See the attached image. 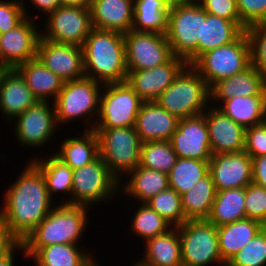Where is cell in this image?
<instances>
[{"instance_id": "obj_1", "label": "cell", "mask_w": 266, "mask_h": 266, "mask_svg": "<svg viewBox=\"0 0 266 266\" xmlns=\"http://www.w3.org/2000/svg\"><path fill=\"white\" fill-rule=\"evenodd\" d=\"M5 192L0 218L22 243L54 208L40 170L30 161Z\"/></svg>"}, {"instance_id": "obj_2", "label": "cell", "mask_w": 266, "mask_h": 266, "mask_svg": "<svg viewBox=\"0 0 266 266\" xmlns=\"http://www.w3.org/2000/svg\"><path fill=\"white\" fill-rule=\"evenodd\" d=\"M82 49L86 77L103 85L127 80L125 42L122 33L93 28Z\"/></svg>"}, {"instance_id": "obj_3", "label": "cell", "mask_w": 266, "mask_h": 266, "mask_svg": "<svg viewBox=\"0 0 266 266\" xmlns=\"http://www.w3.org/2000/svg\"><path fill=\"white\" fill-rule=\"evenodd\" d=\"M89 208L82 205L59 204L22 242L24 257H32L40 248L53 244L79 245L86 226Z\"/></svg>"}, {"instance_id": "obj_4", "label": "cell", "mask_w": 266, "mask_h": 266, "mask_svg": "<svg viewBox=\"0 0 266 266\" xmlns=\"http://www.w3.org/2000/svg\"><path fill=\"white\" fill-rule=\"evenodd\" d=\"M210 91L199 72L187 64L156 102L170 114L183 119L205 112Z\"/></svg>"}, {"instance_id": "obj_5", "label": "cell", "mask_w": 266, "mask_h": 266, "mask_svg": "<svg viewBox=\"0 0 266 266\" xmlns=\"http://www.w3.org/2000/svg\"><path fill=\"white\" fill-rule=\"evenodd\" d=\"M102 88V83L86 76L64 82L58 96L53 101L57 124L61 125L72 122L76 118H84L83 120L89 123L87 126L89 128L84 130H94L95 119L93 118L98 116Z\"/></svg>"}, {"instance_id": "obj_6", "label": "cell", "mask_w": 266, "mask_h": 266, "mask_svg": "<svg viewBox=\"0 0 266 266\" xmlns=\"http://www.w3.org/2000/svg\"><path fill=\"white\" fill-rule=\"evenodd\" d=\"M99 140V156L120 182L140 163L142 142L135 127L94 128ZM125 173V174H124Z\"/></svg>"}, {"instance_id": "obj_7", "label": "cell", "mask_w": 266, "mask_h": 266, "mask_svg": "<svg viewBox=\"0 0 266 266\" xmlns=\"http://www.w3.org/2000/svg\"><path fill=\"white\" fill-rule=\"evenodd\" d=\"M203 21H206V11L200 4L187 2L170 8L166 37L172 54L184 58L189 65L198 59Z\"/></svg>"}, {"instance_id": "obj_8", "label": "cell", "mask_w": 266, "mask_h": 266, "mask_svg": "<svg viewBox=\"0 0 266 266\" xmlns=\"http://www.w3.org/2000/svg\"><path fill=\"white\" fill-rule=\"evenodd\" d=\"M251 65V47L244 31L235 41L202 54L192 66L210 89L216 82L244 71Z\"/></svg>"}, {"instance_id": "obj_9", "label": "cell", "mask_w": 266, "mask_h": 266, "mask_svg": "<svg viewBox=\"0 0 266 266\" xmlns=\"http://www.w3.org/2000/svg\"><path fill=\"white\" fill-rule=\"evenodd\" d=\"M183 266H208L222 260L217 227L207 220H188L178 226Z\"/></svg>"}, {"instance_id": "obj_10", "label": "cell", "mask_w": 266, "mask_h": 266, "mask_svg": "<svg viewBox=\"0 0 266 266\" xmlns=\"http://www.w3.org/2000/svg\"><path fill=\"white\" fill-rule=\"evenodd\" d=\"M99 99V118L94 128L134 127L144 102L125 82L104 84Z\"/></svg>"}, {"instance_id": "obj_11", "label": "cell", "mask_w": 266, "mask_h": 266, "mask_svg": "<svg viewBox=\"0 0 266 266\" xmlns=\"http://www.w3.org/2000/svg\"><path fill=\"white\" fill-rule=\"evenodd\" d=\"M120 182L98 156L94 161L73 170L72 205L92 207L101 201H110L119 190ZM100 201V202H99ZM99 202V203H97Z\"/></svg>"}, {"instance_id": "obj_12", "label": "cell", "mask_w": 266, "mask_h": 266, "mask_svg": "<svg viewBox=\"0 0 266 266\" xmlns=\"http://www.w3.org/2000/svg\"><path fill=\"white\" fill-rule=\"evenodd\" d=\"M41 37L56 43L83 46L93 29L89 7L60 5L46 16Z\"/></svg>"}, {"instance_id": "obj_13", "label": "cell", "mask_w": 266, "mask_h": 266, "mask_svg": "<svg viewBox=\"0 0 266 266\" xmlns=\"http://www.w3.org/2000/svg\"><path fill=\"white\" fill-rule=\"evenodd\" d=\"M127 70L151 69L174 55L166 34L130 30L123 34Z\"/></svg>"}, {"instance_id": "obj_14", "label": "cell", "mask_w": 266, "mask_h": 266, "mask_svg": "<svg viewBox=\"0 0 266 266\" xmlns=\"http://www.w3.org/2000/svg\"><path fill=\"white\" fill-rule=\"evenodd\" d=\"M36 17H26L17 27L0 34V69H15L37 57L42 32L33 23Z\"/></svg>"}, {"instance_id": "obj_15", "label": "cell", "mask_w": 266, "mask_h": 266, "mask_svg": "<svg viewBox=\"0 0 266 266\" xmlns=\"http://www.w3.org/2000/svg\"><path fill=\"white\" fill-rule=\"evenodd\" d=\"M49 104L51 103L38 101L14 119L17 120L14 133L20 145L40 148L53 139L51 137L55 135L53 133H56L54 130L58 124L54 103L52 102V108Z\"/></svg>"}, {"instance_id": "obj_16", "label": "cell", "mask_w": 266, "mask_h": 266, "mask_svg": "<svg viewBox=\"0 0 266 266\" xmlns=\"http://www.w3.org/2000/svg\"><path fill=\"white\" fill-rule=\"evenodd\" d=\"M170 142L178 158L209 161L212 152L205 112L179 119Z\"/></svg>"}, {"instance_id": "obj_17", "label": "cell", "mask_w": 266, "mask_h": 266, "mask_svg": "<svg viewBox=\"0 0 266 266\" xmlns=\"http://www.w3.org/2000/svg\"><path fill=\"white\" fill-rule=\"evenodd\" d=\"M37 58L64 82L85 77L81 46L56 43L41 37Z\"/></svg>"}, {"instance_id": "obj_18", "label": "cell", "mask_w": 266, "mask_h": 266, "mask_svg": "<svg viewBox=\"0 0 266 266\" xmlns=\"http://www.w3.org/2000/svg\"><path fill=\"white\" fill-rule=\"evenodd\" d=\"M187 65L184 58L173 56L163 65L151 69L127 70V83L143 101H156Z\"/></svg>"}, {"instance_id": "obj_19", "label": "cell", "mask_w": 266, "mask_h": 266, "mask_svg": "<svg viewBox=\"0 0 266 266\" xmlns=\"http://www.w3.org/2000/svg\"><path fill=\"white\" fill-rule=\"evenodd\" d=\"M209 172L217 191L252 183V158L245 152L212 154Z\"/></svg>"}, {"instance_id": "obj_20", "label": "cell", "mask_w": 266, "mask_h": 266, "mask_svg": "<svg viewBox=\"0 0 266 266\" xmlns=\"http://www.w3.org/2000/svg\"><path fill=\"white\" fill-rule=\"evenodd\" d=\"M211 104L205 111V121L212 154L244 151L246 129Z\"/></svg>"}, {"instance_id": "obj_21", "label": "cell", "mask_w": 266, "mask_h": 266, "mask_svg": "<svg viewBox=\"0 0 266 266\" xmlns=\"http://www.w3.org/2000/svg\"><path fill=\"white\" fill-rule=\"evenodd\" d=\"M178 118L156 101H144L136 117L135 130L142 143L170 141L177 129Z\"/></svg>"}, {"instance_id": "obj_22", "label": "cell", "mask_w": 266, "mask_h": 266, "mask_svg": "<svg viewBox=\"0 0 266 266\" xmlns=\"http://www.w3.org/2000/svg\"><path fill=\"white\" fill-rule=\"evenodd\" d=\"M38 102L15 69H0V111L11 122Z\"/></svg>"}, {"instance_id": "obj_23", "label": "cell", "mask_w": 266, "mask_h": 266, "mask_svg": "<svg viewBox=\"0 0 266 266\" xmlns=\"http://www.w3.org/2000/svg\"><path fill=\"white\" fill-rule=\"evenodd\" d=\"M93 28L127 33L133 24V0H91Z\"/></svg>"}, {"instance_id": "obj_24", "label": "cell", "mask_w": 266, "mask_h": 266, "mask_svg": "<svg viewBox=\"0 0 266 266\" xmlns=\"http://www.w3.org/2000/svg\"><path fill=\"white\" fill-rule=\"evenodd\" d=\"M266 79L252 65L244 71L216 82L210 89L211 101H226L238 96L264 95Z\"/></svg>"}, {"instance_id": "obj_25", "label": "cell", "mask_w": 266, "mask_h": 266, "mask_svg": "<svg viewBox=\"0 0 266 266\" xmlns=\"http://www.w3.org/2000/svg\"><path fill=\"white\" fill-rule=\"evenodd\" d=\"M15 70L21 75L38 101H55L64 81L49 70L37 57L20 64Z\"/></svg>"}, {"instance_id": "obj_26", "label": "cell", "mask_w": 266, "mask_h": 266, "mask_svg": "<svg viewBox=\"0 0 266 266\" xmlns=\"http://www.w3.org/2000/svg\"><path fill=\"white\" fill-rule=\"evenodd\" d=\"M145 254L140 261L147 266H183L181 241L177 227L144 242Z\"/></svg>"}, {"instance_id": "obj_27", "label": "cell", "mask_w": 266, "mask_h": 266, "mask_svg": "<svg viewBox=\"0 0 266 266\" xmlns=\"http://www.w3.org/2000/svg\"><path fill=\"white\" fill-rule=\"evenodd\" d=\"M264 227L261 222L250 218L217 227L222 260L227 264Z\"/></svg>"}, {"instance_id": "obj_28", "label": "cell", "mask_w": 266, "mask_h": 266, "mask_svg": "<svg viewBox=\"0 0 266 266\" xmlns=\"http://www.w3.org/2000/svg\"><path fill=\"white\" fill-rule=\"evenodd\" d=\"M84 134V135H83ZM82 137L66 138L55 154L73 170L94 161L99 156V140L95 130H84Z\"/></svg>"}, {"instance_id": "obj_29", "label": "cell", "mask_w": 266, "mask_h": 266, "mask_svg": "<svg viewBox=\"0 0 266 266\" xmlns=\"http://www.w3.org/2000/svg\"><path fill=\"white\" fill-rule=\"evenodd\" d=\"M128 176L130 179L127 183L125 181L123 184L125 186L120 189V192L124 191L126 195L132 196L138 202L145 203L161 191L169 188L168 175L160 171L138 165Z\"/></svg>"}, {"instance_id": "obj_30", "label": "cell", "mask_w": 266, "mask_h": 266, "mask_svg": "<svg viewBox=\"0 0 266 266\" xmlns=\"http://www.w3.org/2000/svg\"><path fill=\"white\" fill-rule=\"evenodd\" d=\"M216 194V186L208 172L194 187L181 195L186 220H207Z\"/></svg>"}, {"instance_id": "obj_31", "label": "cell", "mask_w": 266, "mask_h": 266, "mask_svg": "<svg viewBox=\"0 0 266 266\" xmlns=\"http://www.w3.org/2000/svg\"><path fill=\"white\" fill-rule=\"evenodd\" d=\"M133 10L132 30L167 33L170 8L162 0H133Z\"/></svg>"}, {"instance_id": "obj_32", "label": "cell", "mask_w": 266, "mask_h": 266, "mask_svg": "<svg viewBox=\"0 0 266 266\" xmlns=\"http://www.w3.org/2000/svg\"><path fill=\"white\" fill-rule=\"evenodd\" d=\"M244 200L245 188L217 191L207 221L219 227L247 218Z\"/></svg>"}, {"instance_id": "obj_33", "label": "cell", "mask_w": 266, "mask_h": 266, "mask_svg": "<svg viewBox=\"0 0 266 266\" xmlns=\"http://www.w3.org/2000/svg\"><path fill=\"white\" fill-rule=\"evenodd\" d=\"M245 30L236 22L206 13L202 39L198 42V58L205 52L235 41Z\"/></svg>"}, {"instance_id": "obj_34", "label": "cell", "mask_w": 266, "mask_h": 266, "mask_svg": "<svg viewBox=\"0 0 266 266\" xmlns=\"http://www.w3.org/2000/svg\"><path fill=\"white\" fill-rule=\"evenodd\" d=\"M48 159L36 158L31 162L40 170L46 183L48 194L52 196L58 192L62 194H69L68 200H63L62 204L72 205V175L73 169L58 158L55 153L51 154ZM54 193V194H53Z\"/></svg>"}, {"instance_id": "obj_35", "label": "cell", "mask_w": 266, "mask_h": 266, "mask_svg": "<svg viewBox=\"0 0 266 266\" xmlns=\"http://www.w3.org/2000/svg\"><path fill=\"white\" fill-rule=\"evenodd\" d=\"M217 104L219 110L245 129L264 123V95L234 96Z\"/></svg>"}, {"instance_id": "obj_36", "label": "cell", "mask_w": 266, "mask_h": 266, "mask_svg": "<svg viewBox=\"0 0 266 266\" xmlns=\"http://www.w3.org/2000/svg\"><path fill=\"white\" fill-rule=\"evenodd\" d=\"M81 249L75 244L58 243L40 248L31 258L37 266H90L94 256Z\"/></svg>"}, {"instance_id": "obj_37", "label": "cell", "mask_w": 266, "mask_h": 266, "mask_svg": "<svg viewBox=\"0 0 266 266\" xmlns=\"http://www.w3.org/2000/svg\"><path fill=\"white\" fill-rule=\"evenodd\" d=\"M209 172V161L178 158L168 174L169 188L182 195Z\"/></svg>"}, {"instance_id": "obj_38", "label": "cell", "mask_w": 266, "mask_h": 266, "mask_svg": "<svg viewBox=\"0 0 266 266\" xmlns=\"http://www.w3.org/2000/svg\"><path fill=\"white\" fill-rule=\"evenodd\" d=\"M178 159L170 141L142 143L139 166L169 174Z\"/></svg>"}, {"instance_id": "obj_39", "label": "cell", "mask_w": 266, "mask_h": 266, "mask_svg": "<svg viewBox=\"0 0 266 266\" xmlns=\"http://www.w3.org/2000/svg\"><path fill=\"white\" fill-rule=\"evenodd\" d=\"M132 218L131 230L135 235L147 240L168 232L173 226L151 209L146 203H140Z\"/></svg>"}, {"instance_id": "obj_40", "label": "cell", "mask_w": 266, "mask_h": 266, "mask_svg": "<svg viewBox=\"0 0 266 266\" xmlns=\"http://www.w3.org/2000/svg\"><path fill=\"white\" fill-rule=\"evenodd\" d=\"M145 203L173 227H178L187 221L182 209L181 195L174 189L161 191Z\"/></svg>"}, {"instance_id": "obj_41", "label": "cell", "mask_w": 266, "mask_h": 266, "mask_svg": "<svg viewBox=\"0 0 266 266\" xmlns=\"http://www.w3.org/2000/svg\"><path fill=\"white\" fill-rule=\"evenodd\" d=\"M266 227L260 230L246 246L242 247L226 266H265Z\"/></svg>"}, {"instance_id": "obj_42", "label": "cell", "mask_w": 266, "mask_h": 266, "mask_svg": "<svg viewBox=\"0 0 266 266\" xmlns=\"http://www.w3.org/2000/svg\"><path fill=\"white\" fill-rule=\"evenodd\" d=\"M251 47V65L266 79V22L246 28Z\"/></svg>"}, {"instance_id": "obj_43", "label": "cell", "mask_w": 266, "mask_h": 266, "mask_svg": "<svg viewBox=\"0 0 266 266\" xmlns=\"http://www.w3.org/2000/svg\"><path fill=\"white\" fill-rule=\"evenodd\" d=\"M245 213L246 217L266 225V189L255 183L245 187Z\"/></svg>"}, {"instance_id": "obj_44", "label": "cell", "mask_w": 266, "mask_h": 266, "mask_svg": "<svg viewBox=\"0 0 266 266\" xmlns=\"http://www.w3.org/2000/svg\"><path fill=\"white\" fill-rule=\"evenodd\" d=\"M23 1L0 0V34L17 27L26 17H30Z\"/></svg>"}, {"instance_id": "obj_45", "label": "cell", "mask_w": 266, "mask_h": 266, "mask_svg": "<svg viewBox=\"0 0 266 266\" xmlns=\"http://www.w3.org/2000/svg\"><path fill=\"white\" fill-rule=\"evenodd\" d=\"M200 6L210 15L234 21L244 30L247 28L241 22L236 0H203Z\"/></svg>"}, {"instance_id": "obj_46", "label": "cell", "mask_w": 266, "mask_h": 266, "mask_svg": "<svg viewBox=\"0 0 266 266\" xmlns=\"http://www.w3.org/2000/svg\"><path fill=\"white\" fill-rule=\"evenodd\" d=\"M241 22L249 27L266 22V0H236Z\"/></svg>"}, {"instance_id": "obj_47", "label": "cell", "mask_w": 266, "mask_h": 266, "mask_svg": "<svg viewBox=\"0 0 266 266\" xmlns=\"http://www.w3.org/2000/svg\"><path fill=\"white\" fill-rule=\"evenodd\" d=\"M244 151L251 157L266 155V124L251 126L245 131Z\"/></svg>"}, {"instance_id": "obj_48", "label": "cell", "mask_w": 266, "mask_h": 266, "mask_svg": "<svg viewBox=\"0 0 266 266\" xmlns=\"http://www.w3.org/2000/svg\"><path fill=\"white\" fill-rule=\"evenodd\" d=\"M20 243L0 218V259L11 253Z\"/></svg>"}, {"instance_id": "obj_49", "label": "cell", "mask_w": 266, "mask_h": 266, "mask_svg": "<svg viewBox=\"0 0 266 266\" xmlns=\"http://www.w3.org/2000/svg\"><path fill=\"white\" fill-rule=\"evenodd\" d=\"M252 182L266 189V155L252 158Z\"/></svg>"}, {"instance_id": "obj_50", "label": "cell", "mask_w": 266, "mask_h": 266, "mask_svg": "<svg viewBox=\"0 0 266 266\" xmlns=\"http://www.w3.org/2000/svg\"><path fill=\"white\" fill-rule=\"evenodd\" d=\"M33 7L40 9L39 12H44L47 16L61 5V0H31ZM42 10V11H41Z\"/></svg>"}, {"instance_id": "obj_51", "label": "cell", "mask_w": 266, "mask_h": 266, "mask_svg": "<svg viewBox=\"0 0 266 266\" xmlns=\"http://www.w3.org/2000/svg\"><path fill=\"white\" fill-rule=\"evenodd\" d=\"M17 249L18 252L19 250L20 251L25 250L23 244L20 243L11 253L0 259V266H14V259H13L15 255L14 251L16 252Z\"/></svg>"}, {"instance_id": "obj_52", "label": "cell", "mask_w": 266, "mask_h": 266, "mask_svg": "<svg viewBox=\"0 0 266 266\" xmlns=\"http://www.w3.org/2000/svg\"><path fill=\"white\" fill-rule=\"evenodd\" d=\"M91 0H61V5L75 7H90Z\"/></svg>"}, {"instance_id": "obj_53", "label": "cell", "mask_w": 266, "mask_h": 266, "mask_svg": "<svg viewBox=\"0 0 266 266\" xmlns=\"http://www.w3.org/2000/svg\"><path fill=\"white\" fill-rule=\"evenodd\" d=\"M167 7L171 8V7H175L184 3L189 2V0H162Z\"/></svg>"}, {"instance_id": "obj_54", "label": "cell", "mask_w": 266, "mask_h": 266, "mask_svg": "<svg viewBox=\"0 0 266 266\" xmlns=\"http://www.w3.org/2000/svg\"><path fill=\"white\" fill-rule=\"evenodd\" d=\"M263 94H264V116L266 118V83H265V86L263 88Z\"/></svg>"}, {"instance_id": "obj_55", "label": "cell", "mask_w": 266, "mask_h": 266, "mask_svg": "<svg viewBox=\"0 0 266 266\" xmlns=\"http://www.w3.org/2000/svg\"><path fill=\"white\" fill-rule=\"evenodd\" d=\"M132 266H147L143 264L141 261H138L137 263L133 264Z\"/></svg>"}, {"instance_id": "obj_56", "label": "cell", "mask_w": 266, "mask_h": 266, "mask_svg": "<svg viewBox=\"0 0 266 266\" xmlns=\"http://www.w3.org/2000/svg\"><path fill=\"white\" fill-rule=\"evenodd\" d=\"M203 0H189L191 3L200 4Z\"/></svg>"}, {"instance_id": "obj_57", "label": "cell", "mask_w": 266, "mask_h": 266, "mask_svg": "<svg viewBox=\"0 0 266 266\" xmlns=\"http://www.w3.org/2000/svg\"><path fill=\"white\" fill-rule=\"evenodd\" d=\"M90 266H101L98 263H96V260L90 265Z\"/></svg>"}]
</instances>
